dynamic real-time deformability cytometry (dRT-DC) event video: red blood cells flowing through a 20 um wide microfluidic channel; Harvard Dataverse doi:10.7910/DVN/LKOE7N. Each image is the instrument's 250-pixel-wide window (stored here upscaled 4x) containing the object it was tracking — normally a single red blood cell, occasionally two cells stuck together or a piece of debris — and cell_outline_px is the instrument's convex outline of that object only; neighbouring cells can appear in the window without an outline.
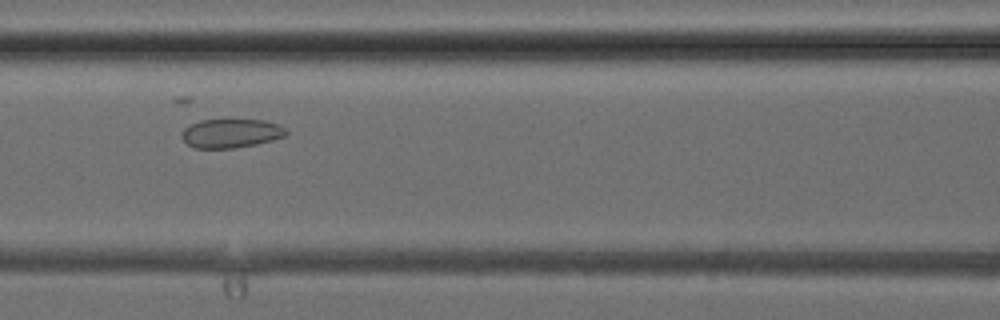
{"species": "common noctule bat (a hibernating species)", "species_latin": "Nyctalus noctula", "temperature_condition": "cold", "stored_images_in_passage": 7, "camera_frame_rate_fps": 3000, "um_per_image_px": 0.085, "animal": {"sex": "female", "body_mass_g": 24.6, "forearm_length_mm": 56.2}, "frame": {"image": 1, "passage_image": 7, "time_ms": 8.0, "image_size_px": [1000, 320], "cell_outline_px": [[288, 132], [284, 136], [272, 140], [256, 144], [232, 148], [196, 148], [188, 144], [180, 136], [184, 128], [200, 120], [264, 120], [280, 124]], "centroid_in_image_um": [19.64, 11.33], "position_along_channel_um": 147.0, "area_um2": 17.46}}